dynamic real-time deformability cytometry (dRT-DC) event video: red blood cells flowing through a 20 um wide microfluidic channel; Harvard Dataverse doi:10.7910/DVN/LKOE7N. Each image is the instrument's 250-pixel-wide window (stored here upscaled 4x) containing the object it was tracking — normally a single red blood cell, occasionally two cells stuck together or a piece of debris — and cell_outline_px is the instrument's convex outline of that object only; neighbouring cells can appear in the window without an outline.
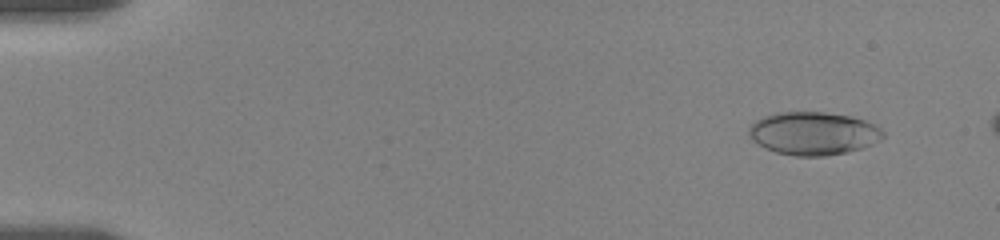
{"species": "human", "species_latin": "Homo sapiens", "temperature_condition": "room temperature", "stored_images_in_passage": 53, "camera_frame_rate_fps": 3000, "um_per_image_px": 0.085, "donor": {"sex": "female"}, "frame": {"image": 1, "passage_image": 1, "time_ms": 0.0, "image_size_px": [1000, 240], "cell_outline_px": [[884, 136], [880, 140], [872, 144], [848, 152], [824, 156], [796, 156], [776, 152], [764, 148], [752, 140], [748, 136], [748, 128], [756, 120], [764, 116], [776, 112], [824, 112], [852, 116], [876, 124], [884, 132]], "centroid_in_image_um": [69.13, 11.33], "position_along_channel_um": 15.9, "area_um2": 33.87}}
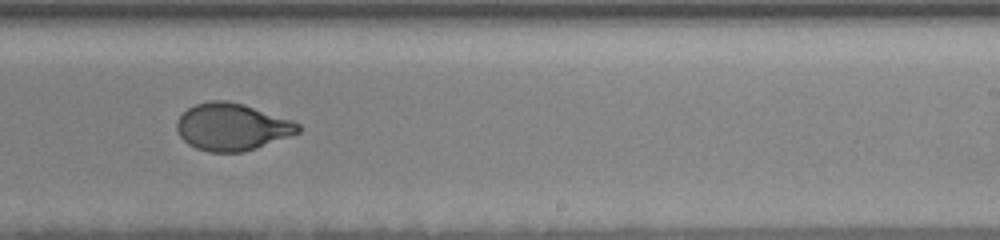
{"frame": {"image": 2, "passage_image": 33, "time_ms": 10.667, "image_size_px": [1000, 240], "cell_outline_px": [[304, 128], [300, 132], [256, 148], [244, 152], [208, 152], [196, 148], [188, 144], [180, 136], [176, 128], [176, 120], [188, 108], [196, 104], [212, 100], [228, 100], [244, 104], [292, 120], [300, 124]], "centroid_in_image_um": [19.73, 10.78], "position_along_channel_um": 269.3, "area_um2": 33.47}}
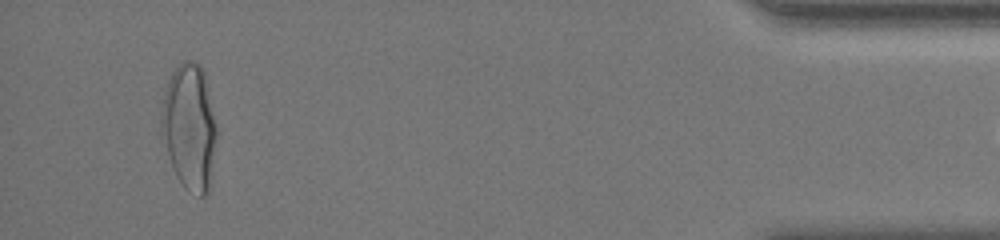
{"frame": {"image": 3, "passage_image": 51, "time_ms": 16.667, "image_size_px": [1000, 240], "cell_outline_px": [[216, 136], [208, 192], [204, 196], [200, 196], [184, 188], [176, 176], [172, 168], [160, 132], [160, 108], [164, 92], [168, 80], [172, 72], [180, 60], [192, 60], [200, 64], [204, 68], [216, 124]], "centroid_in_image_um": [16.07, 10.72], "position_along_channel_um": 419.1, "area_um2": 41.04}}